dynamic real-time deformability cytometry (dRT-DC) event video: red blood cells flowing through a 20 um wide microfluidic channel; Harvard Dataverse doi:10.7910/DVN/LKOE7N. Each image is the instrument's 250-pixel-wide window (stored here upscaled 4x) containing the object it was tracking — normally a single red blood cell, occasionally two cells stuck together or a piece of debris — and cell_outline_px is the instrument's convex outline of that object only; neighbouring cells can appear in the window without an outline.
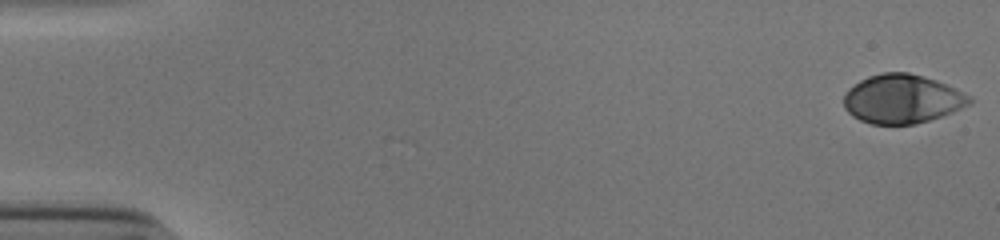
{"species": "human", "species_latin": "Homo sapiens", "temperature_condition": "cold", "stored_images_in_passage": 53, "camera_frame_rate_fps": 3000, "um_per_image_px": 0.085, "donor": {"sex": "male"}, "frame": {"image": 1, "passage_image": 1, "time_ms": 0.0, "image_size_px": [1000, 240], "cell_outline_px": [[972, 100], [968, 104], [952, 112], [916, 124], [872, 124], [860, 120], [852, 116], [844, 108], [844, 96], [848, 88], [860, 80], [868, 76], [880, 72], [908, 72], [924, 76], [948, 84], [972, 96]], "centroid_in_image_um": [76.67, 8.39], "position_along_channel_um": 8.3, "area_um2": 35.95}}
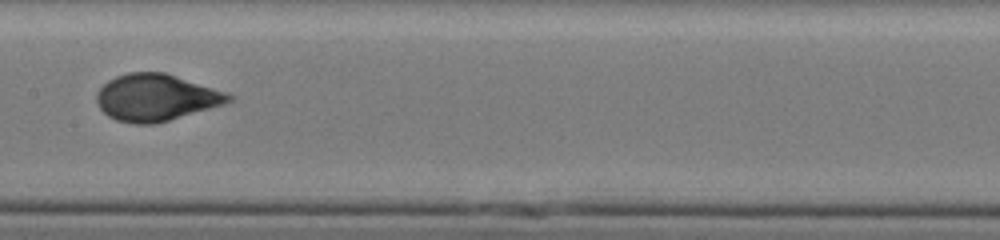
{"frame": {"image": 2, "passage_image": 28, "time_ms": 9.0, "image_size_px": [1000, 240], "cell_outline_px": [[236, 96], [232, 100], [224, 104], [156, 124], [132, 124], [116, 120], [108, 116], [96, 104], [96, 92], [108, 80], [116, 76], [128, 72], [164, 72], [228, 92]], "centroid_in_image_um": [13.26, 8.29], "position_along_channel_um": 194.1, "area_um2": 36.24}}
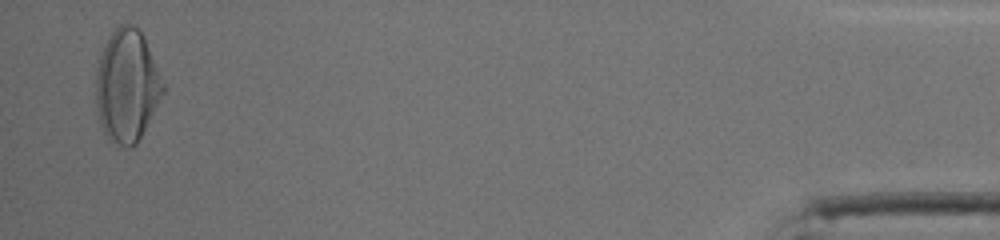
{"frame": {"image": 3, "passage_image": 52, "time_ms": 17.0, "image_size_px": [1000, 240], "cell_outline_px": [[168, 88], [136, 144], [132, 148], [128, 148], [108, 140], [100, 124], [96, 104], [96, 68], [104, 44], [108, 36], [120, 24], [132, 24], [140, 28]], "centroid_in_image_um": [10.82, 7.28], "position_along_channel_um": 424.4, "area_um2": 44.74}, "authors_computed_cell_mechanics": {"area_um2": 35.7782, "velocity_mm_per_s": 3.8803, "shape_relaxation_time_tau1_ms": 5.4266, "shape_relaxation_time_tau2_ms": null, "deformation_change_tau1": 0.2293, "deformation_change_tau2": null}}